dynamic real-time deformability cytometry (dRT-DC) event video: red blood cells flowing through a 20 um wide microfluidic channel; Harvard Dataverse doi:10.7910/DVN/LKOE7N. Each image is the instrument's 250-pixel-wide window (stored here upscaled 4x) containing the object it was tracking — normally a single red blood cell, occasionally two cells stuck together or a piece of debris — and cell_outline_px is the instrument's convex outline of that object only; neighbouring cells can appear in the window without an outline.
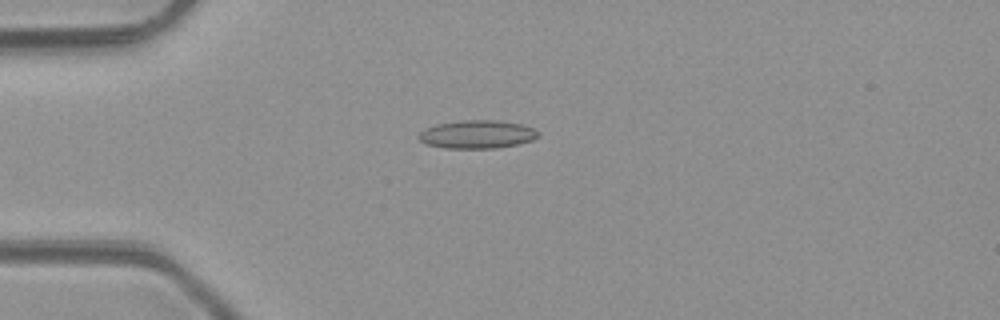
{"species": "common noctule bat (a hibernating species)", "species_latin": "Nyctalus noctula", "temperature_condition": "room temperature", "stored_images_in_passage": 4, "camera_frame_rate_fps": 3000, "um_per_image_px": 0.085, "animal": {"sex": "male", "body_mass_g": 23.1, "forearm_length_mm": 52.7}, "frame": {"image": 1, "passage_image": 2, "time_ms": 1.333, "image_size_px": [1000, 320], "cell_outline_px": [[540, 136], [532, 140], [520, 144], [496, 148], [444, 148], [428, 144], [420, 140], [416, 136], [424, 128], [436, 124], [460, 120], [496, 120], [524, 124], [540, 132]], "centroid_in_image_um": [40.58, 11.41], "position_along_channel_um": 44.4, "area_um2": 19.88}}
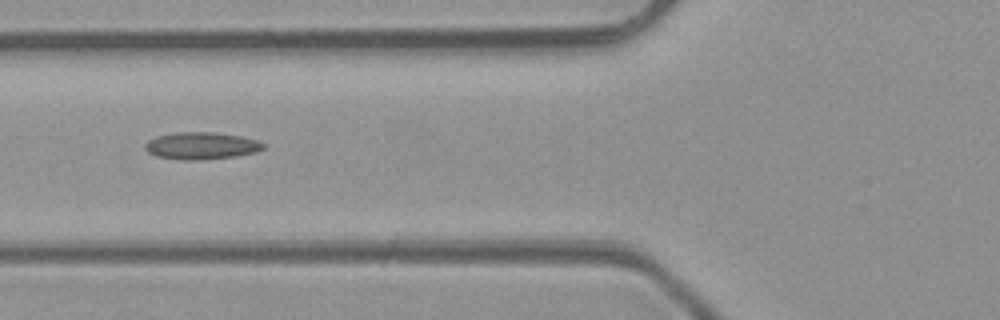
{"frame": {"image": 2, "passage_image": 4, "time_ms": 3.333, "image_size_px": [1000, 320], "cell_outline_px": [[264, 148], [256, 152], [236, 156], [200, 160], [184, 160], [156, 156], [148, 152], [144, 148], [144, 144], [148, 140], [156, 136], [176, 132], [216, 132], [240, 136], [256, 140], [264, 144]], "centroid_in_image_um": [17.09, 12.38], "position_along_channel_um": 108.7, "area_um2": 18.73}}